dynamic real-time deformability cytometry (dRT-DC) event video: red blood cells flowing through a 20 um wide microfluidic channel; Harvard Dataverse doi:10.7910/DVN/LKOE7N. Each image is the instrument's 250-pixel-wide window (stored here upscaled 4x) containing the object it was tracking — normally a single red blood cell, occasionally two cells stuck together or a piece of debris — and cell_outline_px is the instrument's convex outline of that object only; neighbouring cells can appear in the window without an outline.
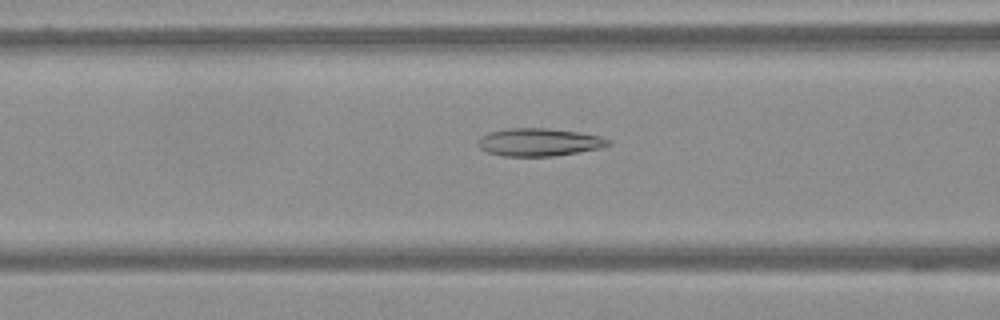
{"species": "Egyptian fruit bat (a non-hibernating species)", "species_latin": "Rousettus aegyptiacus", "temperature_condition": "warm", "stored_images_in_passage": 47, "camera_frame_rate_fps": 3000, "um_per_image_px": 0.085, "frame": {"image": 1, "passage_image": 10, "time_ms": 3.0, "image_size_px": [1000, 320], "cell_outline_px": [[612, 144], [600, 148], [552, 156], [504, 156], [488, 152], [480, 148], [476, 144], [476, 140], [480, 136], [488, 132], [504, 128], [548, 128], [576, 132], [600, 136], [612, 140]], "centroid_in_image_um": [45.77, 12.07], "position_along_channel_um": 120.8, "area_um2": 21.21}}
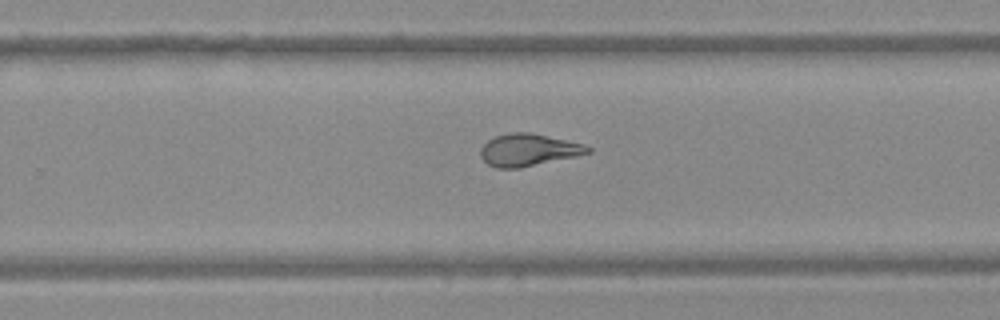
{"frame": {"image": 2, "passage_image": 25, "time_ms": 8.0, "image_size_px": [1000, 320], "cell_outline_px": [[592, 152], [576, 156], [520, 168], [496, 168], [488, 164], [480, 156], [480, 148], [488, 140], [496, 136], [512, 132], [532, 132], [584, 144], [592, 148]], "centroid_in_image_um": [44.92, 12.74], "position_along_channel_um": 284.9, "area_um2": 20.17}}
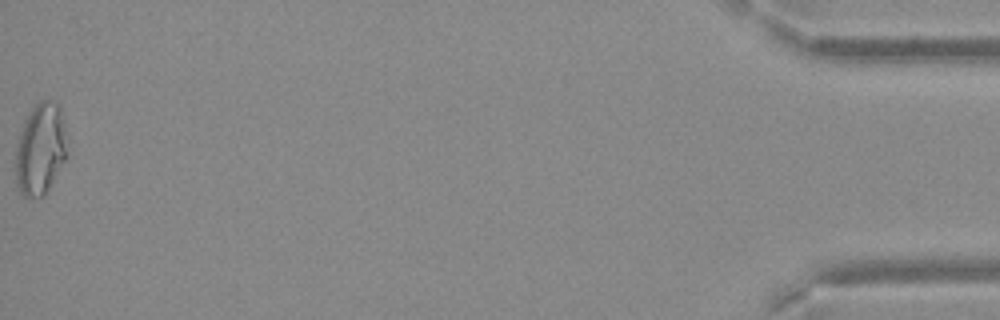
{"frame": {"image": 3, "passage_image": 47, "time_ms": 15.333, "image_size_px": [1000, 320], "cell_outline_px": [[68, 156], [44, 196], [24, 196], [20, 192], [16, 184], [16, 148], [20, 132], [24, 120], [32, 108], [40, 100], [56, 100], [60, 104], [64, 124]], "centroid_in_image_um": [3.46, 12.64], "position_along_channel_um": 431.7, "area_um2": 27.74}}